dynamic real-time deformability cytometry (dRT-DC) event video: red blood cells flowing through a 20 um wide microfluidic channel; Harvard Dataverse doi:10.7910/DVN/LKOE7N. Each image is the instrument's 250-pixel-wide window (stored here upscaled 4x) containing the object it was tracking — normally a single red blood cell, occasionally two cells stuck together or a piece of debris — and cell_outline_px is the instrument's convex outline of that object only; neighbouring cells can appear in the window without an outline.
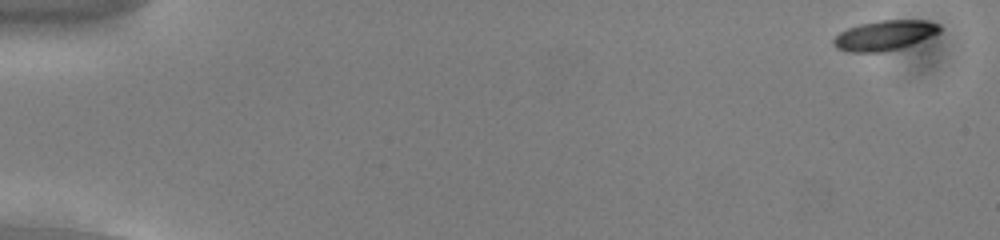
{"species": "common noctule bat (a hibernating species)", "species_latin": "Nyctalus noctula", "temperature_condition": "cold", "stored_images_in_passage": 54, "camera_frame_rate_fps": 3000, "um_per_image_px": 0.085, "animal": {"sex": "male", "body_mass_g": 13.0, "forearm_length_mm": 53.1}, "frame": {"image": 1, "passage_image": 1, "time_ms": 0.0, "image_size_px": [1000, 240], "cell_outline_px": [[940, 32], [900, 48], [884, 52], [848, 52], [836, 48], [832, 44], [832, 40], [840, 32], [848, 28], [860, 24], [880, 20], [924, 20], [940, 24]], "centroid_in_image_um": [75.14, 3.01], "position_along_channel_um": 9.9, "area_um2": 18.38}}
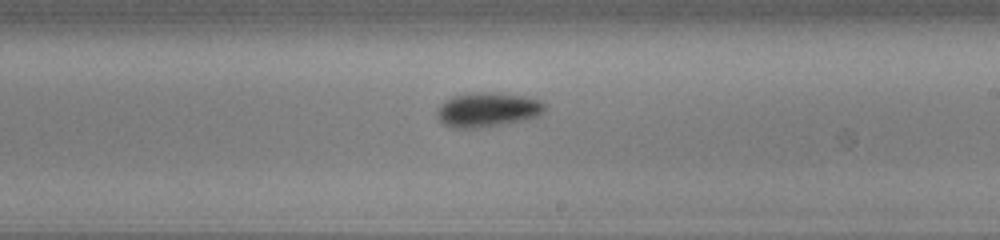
{"frame": {"image": 2, "passage_image": 32, "time_ms": 10.333, "image_size_px": [1000, 240], "cell_outline_px": [[544, 112], [540, 116], [524, 120], [476, 128], [452, 128], [444, 124], [436, 116], [444, 100], [456, 96], [476, 92], [500, 92], [524, 96], [540, 100], [544, 104]], "centroid_in_image_um": [41.47, 9.32], "position_along_channel_um": 247.5, "area_um2": 21.5}}
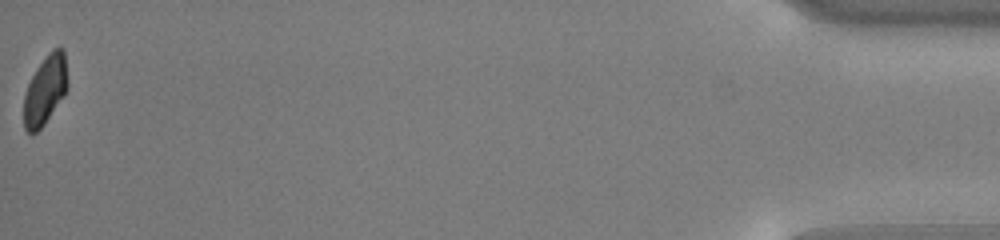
{"frame": {"image": 3, "passage_image": 54, "time_ms": 17.667, "image_size_px": [1000, 240], "cell_outline_px": [[68, 88], [64, 96], [44, 124], [32, 136], [24, 128], [24, 96], [28, 84], [36, 68], [48, 52], [52, 48], [64, 48], [68, 84]], "centroid_in_image_um": [3.85, 7.64], "position_along_channel_um": 431.3, "area_um2": 17.74}, "authors_computed_cell_mechanics": {"area_um2": 19.1318, "velocity_mm_per_s": 3.7934, "shape_relaxation_time_tau1_ms": 1.615, "shape_relaxation_time_tau2_ms": null, "deformation_change_tau1": 0.0752, "deformation_change_tau2": null}}